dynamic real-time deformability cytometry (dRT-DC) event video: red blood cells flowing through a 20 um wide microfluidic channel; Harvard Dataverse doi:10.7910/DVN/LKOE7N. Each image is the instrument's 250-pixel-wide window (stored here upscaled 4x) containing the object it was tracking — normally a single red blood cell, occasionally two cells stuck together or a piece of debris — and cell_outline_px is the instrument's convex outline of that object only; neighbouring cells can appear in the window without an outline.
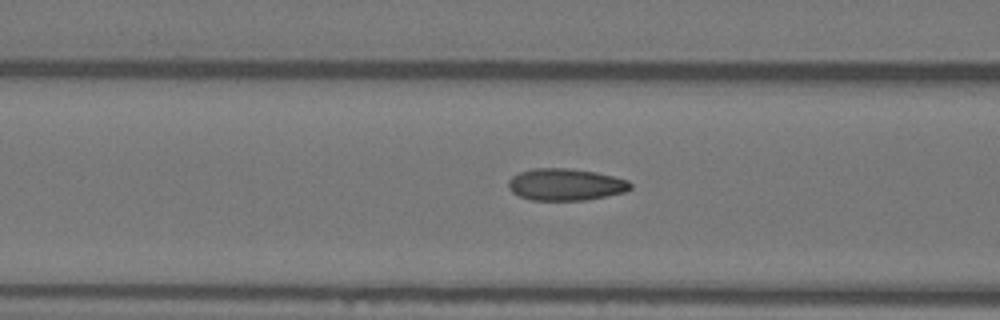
{"species": "Egyptian fruit bat (a non-hibernating species)", "species_latin": "Rousettus aegyptiacus", "temperature_condition": "warm", "stored_images_in_passage": 42, "camera_frame_rate_fps": 3000, "um_per_image_px": 0.085, "animal": {"sex": "female"}, "frame": {"image": 1, "passage_image": 21, "time_ms": 6.667, "image_size_px": [1000, 320], "cell_outline_px": [[632, 188], [624, 192], [608, 196], [584, 200], [532, 200], [520, 196], [512, 192], [508, 188], [508, 180], [512, 176], [520, 172], [536, 168], [568, 168], [596, 172], [628, 180], [632, 184]], "centroid_in_image_um": [48.08, 15.68], "position_along_channel_um": 118.5, "area_um2": 22.72}}
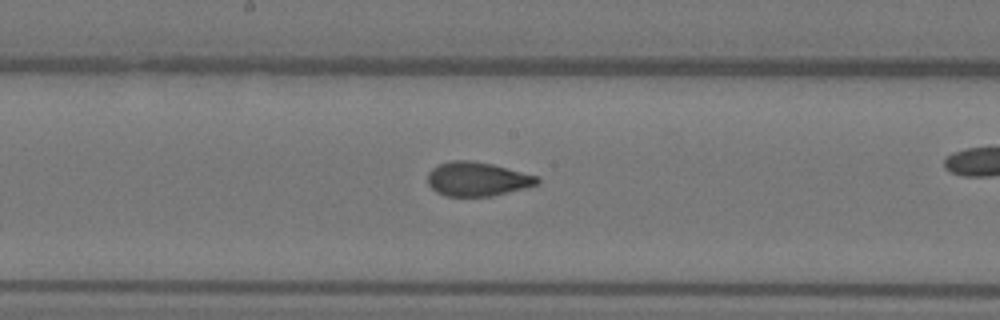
{"frame": {"image": 2, "passage_image": 28, "time_ms": 9.0, "image_size_px": [1000, 320], "cell_outline_px": [[540, 184], [492, 196], [444, 196], [436, 192], [428, 184], [428, 172], [432, 168], [448, 160], [472, 160], [492, 164], [540, 176]], "centroid_in_image_um": [40.58, 15.21], "position_along_channel_um": 207.6, "area_um2": 21.96}}
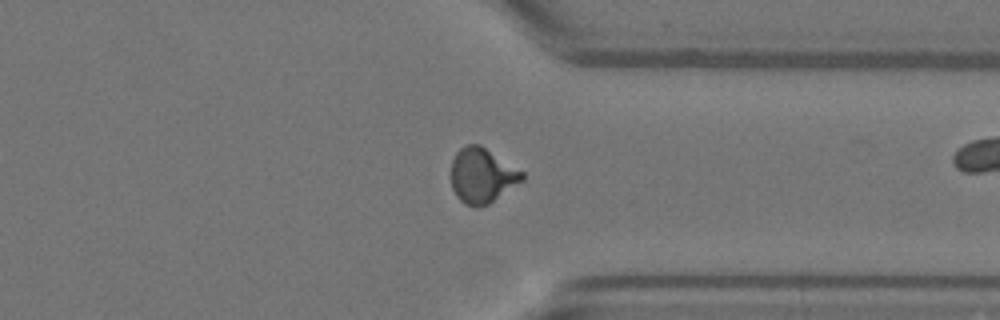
{"frame": {"image": 3, "passage_image": 41, "time_ms": 13.333, "image_size_px": [1000, 320], "cell_outline_px": [[524, 180], [488, 204], [476, 208], [464, 204], [456, 196], [452, 188], [452, 160], [456, 152], [460, 148], [468, 144], [480, 144], [524, 172]], "centroid_in_image_um": [40.97, 14.92], "position_along_channel_um": 370.4, "area_um2": 22.77}}